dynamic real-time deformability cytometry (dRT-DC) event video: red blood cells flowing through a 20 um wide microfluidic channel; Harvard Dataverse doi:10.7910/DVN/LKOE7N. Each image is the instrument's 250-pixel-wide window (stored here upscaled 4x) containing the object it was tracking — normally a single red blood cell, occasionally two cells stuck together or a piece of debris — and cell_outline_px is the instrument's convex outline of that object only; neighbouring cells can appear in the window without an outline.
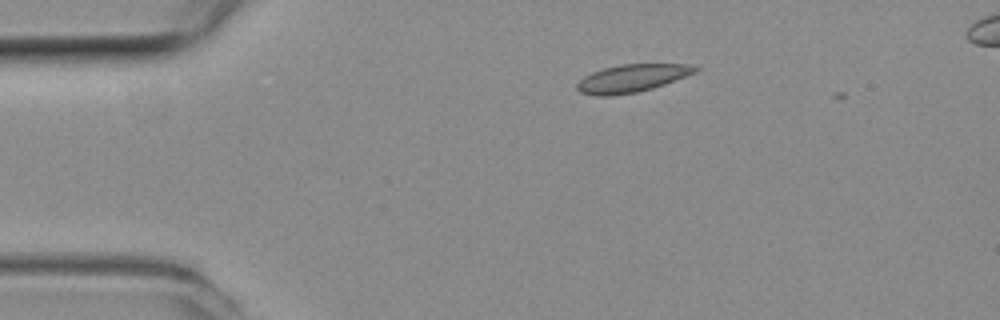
{"species": "common noctule bat (a hibernating species)", "species_latin": "Nyctalus noctula", "temperature_condition": "room temperature", "stored_images_in_passage": 3, "camera_frame_rate_fps": 3000, "um_per_image_px": 0.085, "animal": {"sex": "female", "body_mass_g": 19.3, "forearm_length_mm": 54.1}, "frame": {"image": 1, "passage_image": 1, "time_ms": 0.0, "image_size_px": [1000, 320], "cell_outline_px": [[700, 68], [696, 72], [664, 84], [652, 88], [636, 92], [608, 96], [596, 96], [580, 92], [576, 88], [576, 84], [584, 76], [592, 72], [604, 68], [620, 64], [688, 64]], "centroid_in_image_um": [53.68, 6.65], "position_along_channel_um": 31.3, "area_um2": 18.96}}